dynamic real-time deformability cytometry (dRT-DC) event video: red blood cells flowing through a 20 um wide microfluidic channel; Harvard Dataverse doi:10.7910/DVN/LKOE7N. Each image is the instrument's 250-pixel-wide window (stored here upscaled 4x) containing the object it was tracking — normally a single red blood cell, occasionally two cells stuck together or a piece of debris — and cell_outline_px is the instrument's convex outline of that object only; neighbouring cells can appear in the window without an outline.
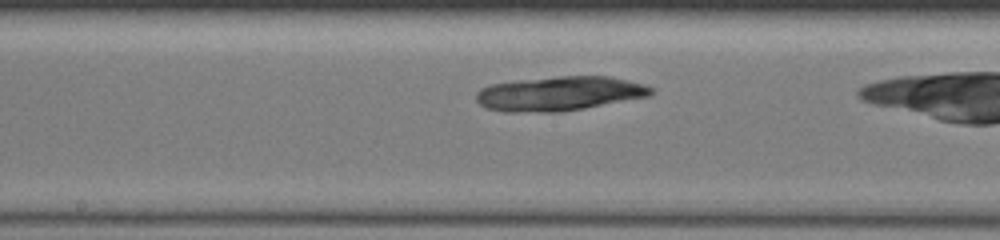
{"species": "common noctule bat (a hibernating species)", "species_latin": "Nyctalus noctula", "temperature_condition": "warm", "stored_images_in_passage": 24, "camera_frame_rate_fps": 3000, "um_per_image_px": 0.085, "animal": {"sex": "female", "body_mass_g": 19.5, "forearm_length_mm": 54.1}, "frame": {"image": 1, "passage_image": 7, "time_ms": 2.0, "image_size_px": [1000, 240], "cell_outline_px": [[656, 88], [648, 96], [584, 108], [556, 112], [504, 112], [488, 108], [480, 104], [476, 100], [476, 92], [480, 88], [492, 84], [520, 80], [556, 76], [608, 76], [644, 84]], "centroid_in_image_um": [47.53, 7.95], "position_along_channel_um": 200.7, "area_um2": 34.85}}
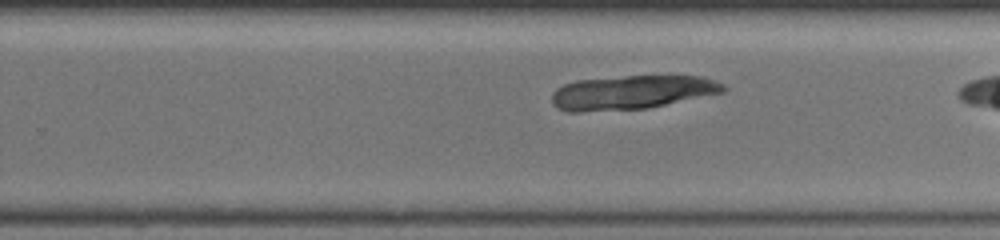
{"frame": {"image": 2, "passage_image": 14, "time_ms": 4.333, "image_size_px": [1000, 240], "cell_outline_px": [[728, 88], [724, 92], [644, 108], [580, 112], [568, 112], [556, 108], [552, 104], [552, 92], [556, 88], [564, 84], [576, 80], [624, 76], [704, 76], [724, 84]], "centroid_in_image_um": [53.66, 7.84], "position_along_channel_um": 276.1, "area_um2": 33.87}}
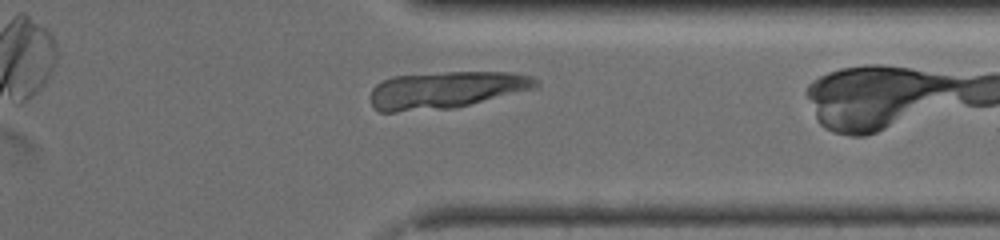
{"frame": {"image": 3, "passage_image": 23, "time_ms": 7.333, "image_size_px": [1000, 240], "cell_outline_px": [[540, 84], [536, 88], [452, 108], [396, 112], [380, 112], [372, 108], [372, 88], [376, 84], [392, 76], [444, 72], [512, 72], [532, 76], [540, 80]], "centroid_in_image_um": [37.92, 7.63], "position_along_channel_um": 373.5, "area_um2": 35.66}}